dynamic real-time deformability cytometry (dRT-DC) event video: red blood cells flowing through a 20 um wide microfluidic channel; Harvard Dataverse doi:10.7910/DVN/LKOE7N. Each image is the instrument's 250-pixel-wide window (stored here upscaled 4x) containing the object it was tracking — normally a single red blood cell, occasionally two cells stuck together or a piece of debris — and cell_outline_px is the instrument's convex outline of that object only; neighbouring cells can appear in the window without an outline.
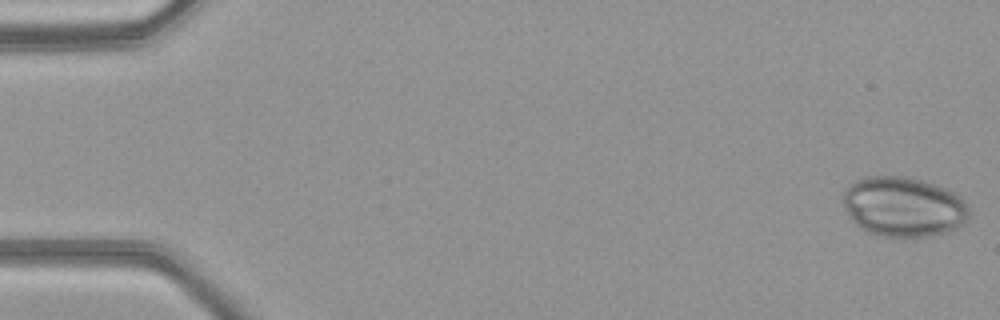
{"species": "common noctule bat (a hibernating species)", "species_latin": "Nyctalus noctula", "temperature_condition": "warm", "stored_images_in_passage": 49, "camera_frame_rate_fps": 3000, "um_per_image_px": 0.085, "animal": {"sex": "female", "body_mass_g": 21.9}, "frame": {"image": 1, "passage_image": 1, "time_ms": 0.0, "image_size_px": [1000, 320], "cell_outline_px": [[968, 216], [964, 224], [956, 228], [944, 232], [928, 236], [900, 240], [876, 236], [868, 232], [852, 220], [844, 208], [844, 188], [848, 184], [864, 176], [908, 176], [924, 180], [936, 184], [952, 192], [964, 200], [968, 208]], "centroid_in_image_um": [76.77, 17.59], "position_along_channel_um": 8.2, "area_um2": 44.74}}
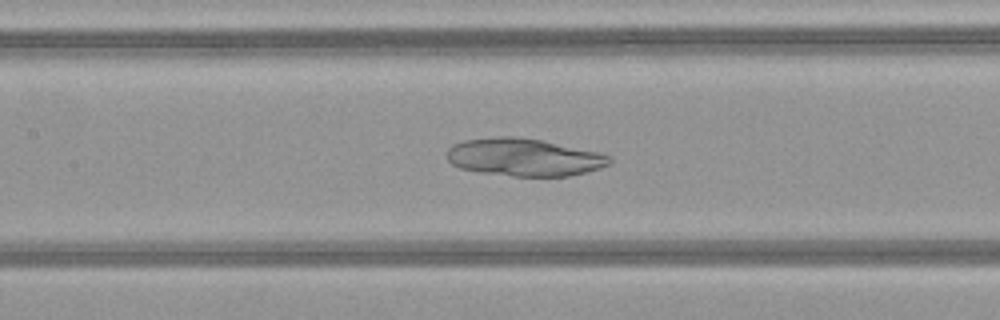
{"frame": {"image": 2, "passage_image": 23, "time_ms": 7.333, "image_size_px": [1000, 320], "cell_outline_px": [[612, 160], [608, 164], [600, 168], [568, 176], [512, 176], [480, 172], [460, 168], [452, 164], [448, 160], [448, 148], [452, 144], [464, 140], [500, 136], [512, 136], [540, 140], [600, 152], [612, 156]], "centroid_in_image_um": [44.54, 13.36], "position_along_channel_um": 162.9, "area_um2": 35.55}}
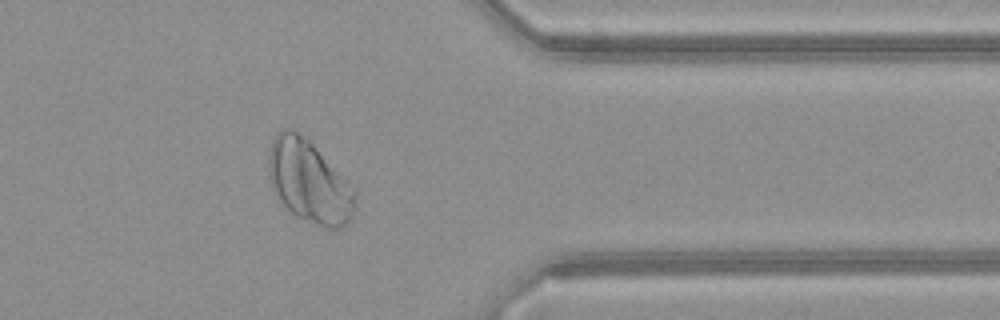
{"frame": {"image": 3, "passage_image": 40, "time_ms": 13.0, "image_size_px": [1000, 320], "cell_outline_px": [[356, 208], [352, 216], [340, 228], [324, 228], [296, 216], [280, 200], [272, 184], [268, 168], [268, 156], [272, 140], [284, 128], [292, 128], [308, 140], [356, 188]], "centroid_in_image_um": [26.31, 15.45], "position_along_channel_um": 385.1, "area_um2": 41.21}}